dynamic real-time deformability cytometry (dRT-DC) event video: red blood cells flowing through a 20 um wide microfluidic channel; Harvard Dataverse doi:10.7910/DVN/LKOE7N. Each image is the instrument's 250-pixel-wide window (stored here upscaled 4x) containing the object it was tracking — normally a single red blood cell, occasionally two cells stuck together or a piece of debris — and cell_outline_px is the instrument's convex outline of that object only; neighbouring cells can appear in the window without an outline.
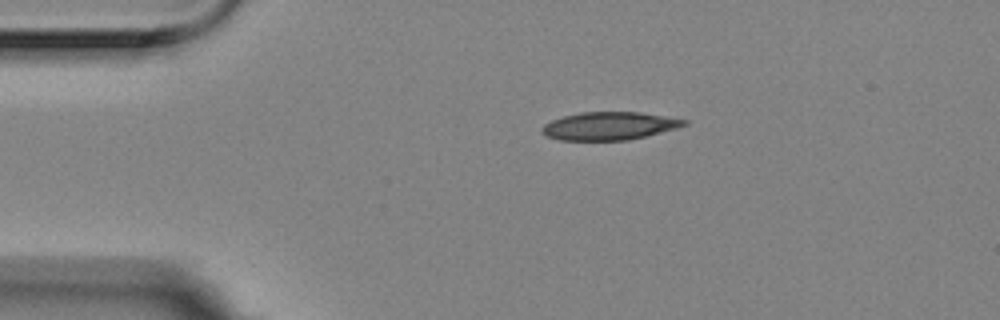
{"species": "Egyptian fruit bat (a non-hibernating species)", "species_latin": "Rousettus aegyptiacus", "temperature_condition": "room temperature", "stored_images_in_passage": 4, "camera_frame_rate_fps": 3000, "um_per_image_px": 0.085, "animal": {"sex": "female"}, "frame": {"image": 1, "passage_image": 1, "time_ms": 0.0, "image_size_px": [1000, 320], "cell_outline_px": [[688, 124], [676, 128], [628, 140], [560, 140], [544, 136], [540, 132], [540, 128], [544, 124], [552, 120], [564, 116], [580, 112], [636, 112], [688, 120]], "centroid_in_image_um": [51.71, 10.71], "position_along_channel_um": 33.3, "area_um2": 23.0}}
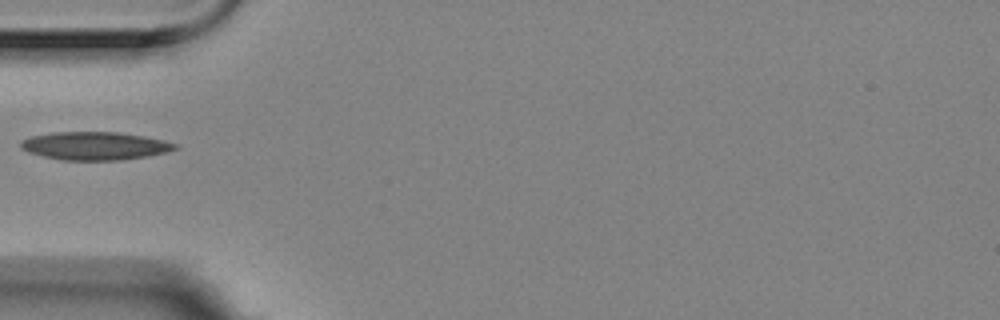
{"frame": {"image": 2, "passage_image": 3, "time_ms": 0.667, "image_size_px": [1000, 320], "cell_outline_px": [[180, 148], [168, 152], [148, 156], [120, 160], [64, 160], [44, 156], [28, 152], [20, 148], [20, 140], [32, 136], [52, 132], [120, 132], [144, 136], [164, 140], [176, 144]], "centroid_in_image_um": [8.08, 12.39], "position_along_channel_um": 76.9, "area_um2": 25.37}}
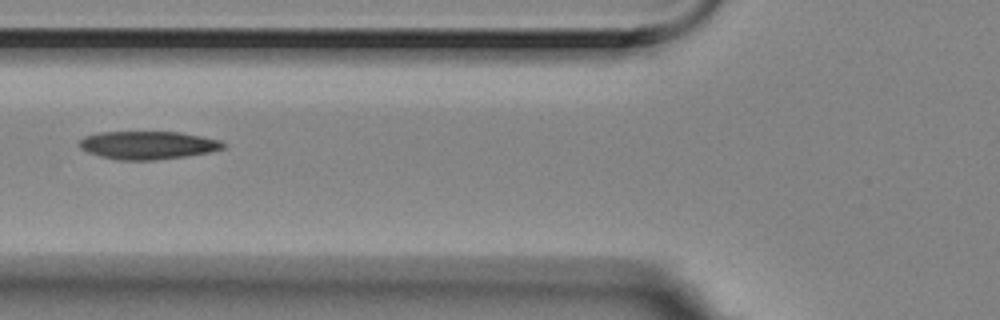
{"frame": {"image": 3, "passage_image": 4, "time_ms": 1.0, "image_size_px": [1000, 320], "cell_outline_px": [[228, 144], [224, 148], [208, 152], [184, 156], [152, 160], [120, 160], [100, 156], [88, 152], [80, 148], [76, 144], [84, 136], [96, 132], [180, 132], [220, 140]], "centroid_in_image_um": [12.53, 12.33], "position_along_channel_um": 113.3, "area_um2": 23.52}}